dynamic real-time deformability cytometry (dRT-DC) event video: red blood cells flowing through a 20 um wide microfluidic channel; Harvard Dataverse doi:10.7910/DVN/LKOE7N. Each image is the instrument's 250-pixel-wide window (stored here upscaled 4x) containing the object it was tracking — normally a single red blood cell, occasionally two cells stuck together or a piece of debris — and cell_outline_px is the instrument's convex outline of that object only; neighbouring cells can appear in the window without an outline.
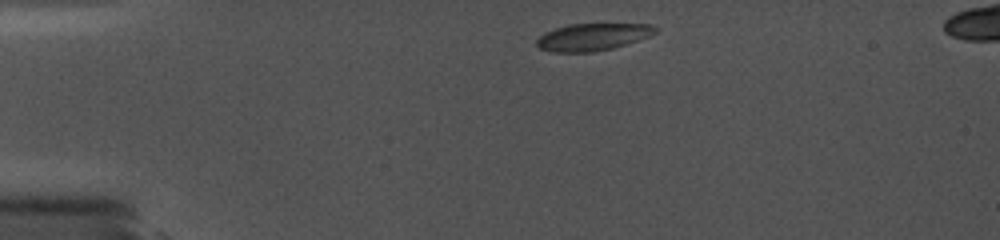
{"species": "common noctule bat (a hibernating species)", "species_latin": "Nyctalus noctula", "temperature_condition": "cold", "stored_images_in_passage": 20, "camera_frame_rate_fps": 5000, "um_per_image_px": 0.085, "animal": {"sex": "female", "body_mass_g": 19.0, "forearm_length_mm": 56.7}, "frame": {"image": 1, "passage_image": 1, "time_ms": 0.0, "image_size_px": [1000, 240], "cell_outline_px": [[660, 28], [656, 32], [648, 36], [612, 48], [592, 52], [552, 52], [540, 48], [536, 44], [536, 40], [544, 32], [568, 24], [652, 24]], "centroid_in_image_um": [50.36, 3.13], "position_along_channel_um": 34.6, "area_um2": 18.67}}
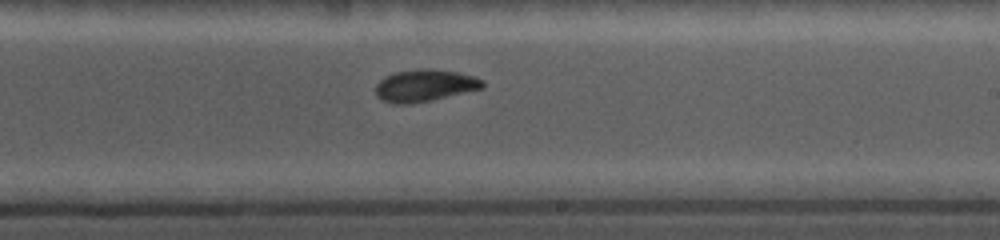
{"frame": {"image": 2, "passage_image": 13, "time_ms": 7.2, "image_size_px": [1000, 240], "cell_outline_px": [[484, 88], [432, 100], [408, 104], [396, 104], [380, 100], [376, 96], [376, 84], [384, 76], [396, 72], [420, 68], [432, 68], [456, 72], [476, 76], [484, 80]], "centroid_in_image_um": [36.11, 7.26], "position_along_channel_um": 252.9, "area_um2": 20.23}}
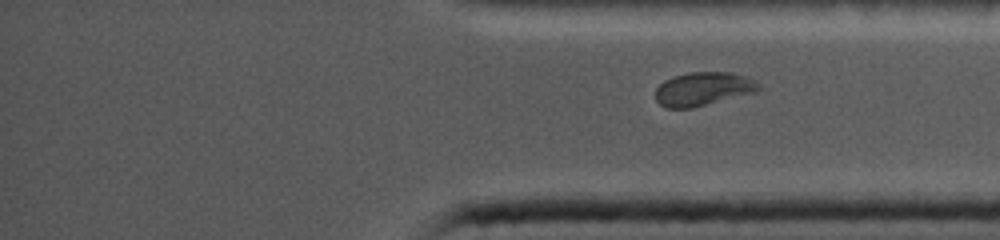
{"frame": {"image": 3, "passage_image": 20, "time_ms": 10.4, "image_size_px": [1000, 240], "cell_outline_px": [[760, 88], [756, 92], [692, 108], [668, 108], [660, 104], [656, 100], [656, 88], [664, 80], [672, 76], [688, 72], [732, 72], [744, 76], [760, 84]], "centroid_in_image_um": [59.74, 7.55], "position_along_channel_um": 375.5, "area_um2": 20.17}}